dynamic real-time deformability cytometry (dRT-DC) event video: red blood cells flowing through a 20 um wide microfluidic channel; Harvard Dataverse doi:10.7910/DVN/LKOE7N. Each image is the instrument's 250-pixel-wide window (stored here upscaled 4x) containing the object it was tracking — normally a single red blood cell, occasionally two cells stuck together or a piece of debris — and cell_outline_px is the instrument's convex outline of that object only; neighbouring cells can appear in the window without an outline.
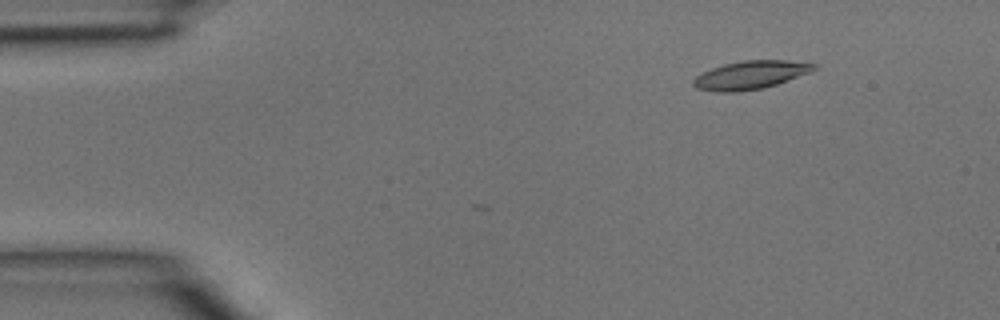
{"species": "common noctule bat (a hibernating species)", "species_latin": "Nyctalus noctula", "temperature_condition": "room temperature", "stored_images_in_passage": 3, "camera_frame_rate_fps": 3000, "um_per_image_px": 0.085, "animal": {"sex": "male", "body_mass_g": 15.6}, "frame": {"image": 1, "passage_image": 1, "time_ms": 0.0, "image_size_px": [1000, 320], "cell_outline_px": [[816, 68], [812, 72], [764, 88], [736, 92], [716, 92], [696, 88], [692, 84], [692, 80], [696, 76], [712, 68], [724, 64], [744, 60], [788, 60], [816, 64]], "centroid_in_image_um": [63.79, 6.38], "position_along_channel_um": 21.2, "area_um2": 19.88}}
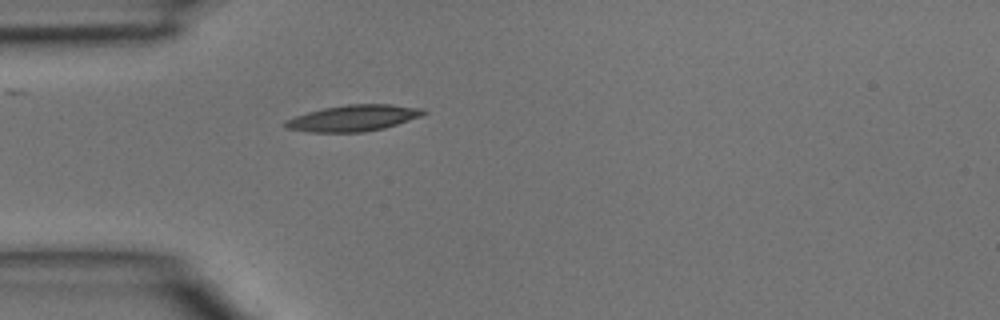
{"frame": {"image": 2, "passage_image": 3, "time_ms": 0.667, "image_size_px": [1000, 320], "cell_outline_px": [[428, 112], [420, 116], [384, 128], [364, 132], [308, 132], [288, 128], [284, 124], [284, 120], [308, 112], [324, 108], [348, 104], [392, 104], [424, 108]], "centroid_in_image_um": [30.06, 10.03], "position_along_channel_um": 54.9, "area_um2": 20.98}}